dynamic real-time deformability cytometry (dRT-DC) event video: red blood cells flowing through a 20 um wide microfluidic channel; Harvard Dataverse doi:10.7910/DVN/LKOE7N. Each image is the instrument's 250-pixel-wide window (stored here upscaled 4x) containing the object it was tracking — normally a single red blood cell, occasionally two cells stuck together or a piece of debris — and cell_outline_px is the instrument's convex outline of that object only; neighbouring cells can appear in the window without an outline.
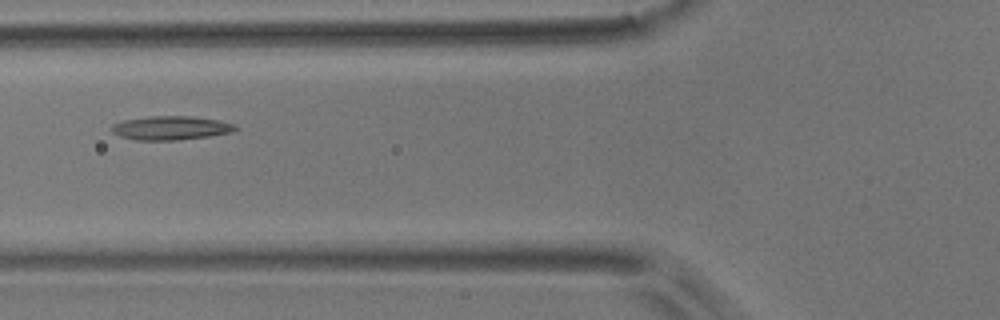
{"species": "common noctule bat (a hibernating species)", "species_latin": "Nyctalus noctula", "temperature_condition": "room temperature", "stored_images_in_passage": 7, "camera_frame_rate_fps": 3000, "um_per_image_px": 0.085, "animal": {"sex": "male", "body_mass_g": 17.9}, "frame": {"image": 1, "passage_image": 3, "time_ms": 2.333, "image_size_px": [1000, 320], "cell_outline_px": [[240, 128], [232, 132], [208, 136], [176, 140], [136, 140], [120, 136], [112, 132], [112, 124], [124, 120], [148, 116], [188, 116], [220, 120], [232, 124]], "centroid_in_image_um": [14.51, 10.87], "position_along_channel_um": 111.3, "area_um2": 17.11}}
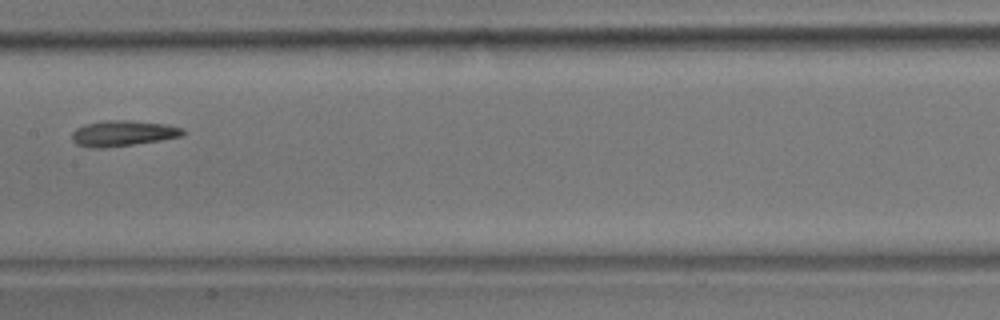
{"frame": {"image": 2, "passage_image": 5, "time_ms": 4.667, "image_size_px": [1000, 320], "cell_outline_px": [[184, 136], [160, 140], [104, 148], [92, 148], [76, 144], [72, 140], [72, 132], [76, 128], [84, 124], [104, 120], [128, 120], [164, 124], [184, 128]], "centroid_in_image_um": [10.42, 11.33], "position_along_channel_um": 197.0, "area_um2": 16.59}}
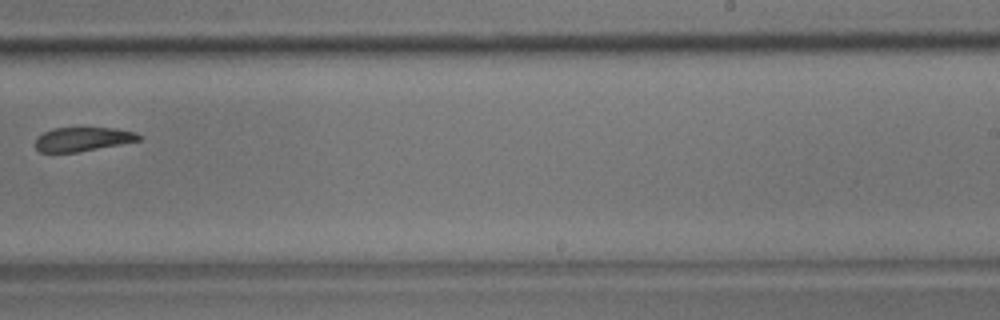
{"frame": {"image": 3, "passage_image": 7, "time_ms": 7.0, "image_size_px": [1000, 320], "cell_outline_px": [[144, 136], [140, 140], [120, 144], [76, 152], [40, 152], [36, 148], [36, 136], [52, 128], [116, 128], [136, 132]], "centroid_in_image_um": [7.05, 11.82], "position_along_channel_um": 282.0, "area_um2": 14.45}}